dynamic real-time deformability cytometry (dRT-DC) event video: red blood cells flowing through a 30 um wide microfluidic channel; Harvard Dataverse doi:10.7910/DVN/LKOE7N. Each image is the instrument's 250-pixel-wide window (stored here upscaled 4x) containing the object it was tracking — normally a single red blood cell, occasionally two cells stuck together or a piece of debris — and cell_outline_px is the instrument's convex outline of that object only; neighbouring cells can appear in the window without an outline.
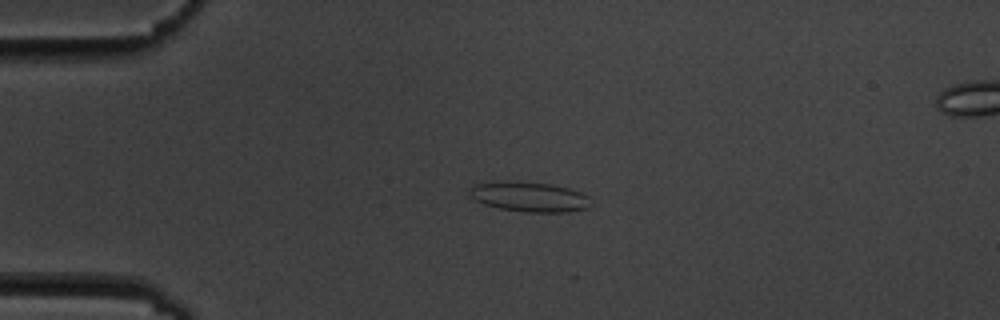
{"species": "common noctule bat (a hibernating species)", "species_latin": "Nyctalus noctula", "temperature_condition": "cold", "stored_images_in_passage": 5, "segment_of_instrument_passage": [1, 2], "camera_frame_rate_fps": 3000, "um_per_image_px": 0.085, "animal": {"sex": "male", "body_mass_g": 19.5, "forearm_length_mm": 54.6}, "frame": {"image": 1, "passage_image": 3, "time_ms": 2.333, "image_size_px": [1000, 320], "cell_outline_px": [[592, 204], [588, 208], [568, 212], [528, 212], [500, 208], [484, 204], [476, 200], [468, 192], [476, 184], [552, 184], [568, 188], [580, 192], [588, 196]], "centroid_in_image_um": [45.12, 16.79], "position_along_channel_um": 39.9, "area_um2": 20.0}}